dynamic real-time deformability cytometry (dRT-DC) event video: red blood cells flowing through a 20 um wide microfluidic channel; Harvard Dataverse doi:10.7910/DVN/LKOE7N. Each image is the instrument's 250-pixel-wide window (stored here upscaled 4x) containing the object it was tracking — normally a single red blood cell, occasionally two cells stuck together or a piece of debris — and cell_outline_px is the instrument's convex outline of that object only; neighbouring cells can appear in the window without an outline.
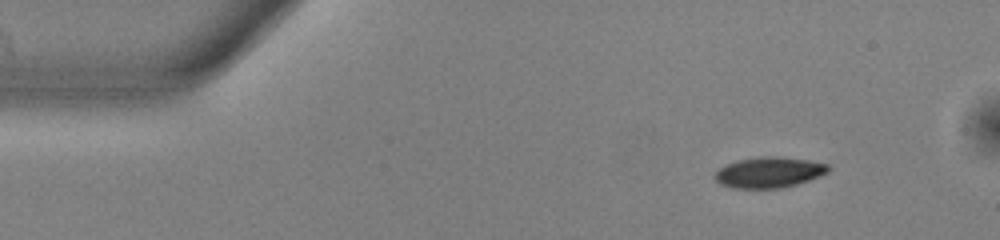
{"species": "common noctule bat (a hibernating species)", "species_latin": "Nyctalus noctula", "temperature_condition": "warm", "stored_images_in_passage": 24, "camera_frame_rate_fps": 3000, "um_per_image_px": 0.085, "animal": {"sex": "male", "body_mass_g": 13.0, "forearm_length_mm": 53.1}, "frame": {"image": 1, "passage_image": 1, "time_ms": 0.0, "image_size_px": [1000, 240], "cell_outline_px": [[832, 168], [828, 172], [820, 176], [796, 184], [780, 188], [732, 188], [720, 184], [712, 176], [720, 168], [736, 160], [760, 156], [776, 156], [808, 160], [828, 164]], "centroid_in_image_um": [65.37, 14.64], "position_along_channel_um": 19.6, "area_um2": 20.35}}
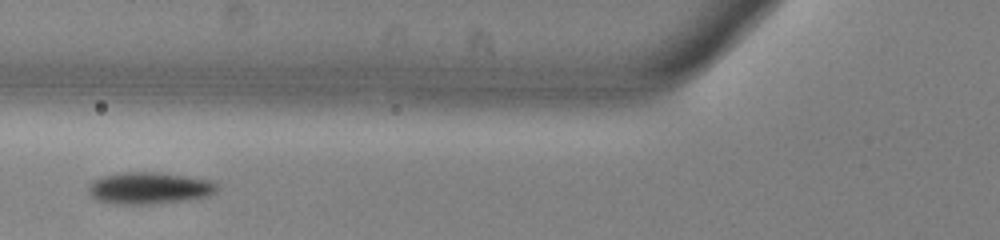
{"frame": {"image": 2, "passage_image": 15, "time_ms": 4.667, "image_size_px": [1000, 240], "cell_outline_px": [[220, 188], [212, 196], [188, 200], [156, 204], [108, 204], [96, 200], [88, 192], [88, 184], [92, 180], [100, 176], [116, 172], [168, 172], [216, 180], [220, 184]], "centroid_in_image_um": [12.76, 15.97], "position_along_channel_um": 113.0, "area_um2": 25.14}}
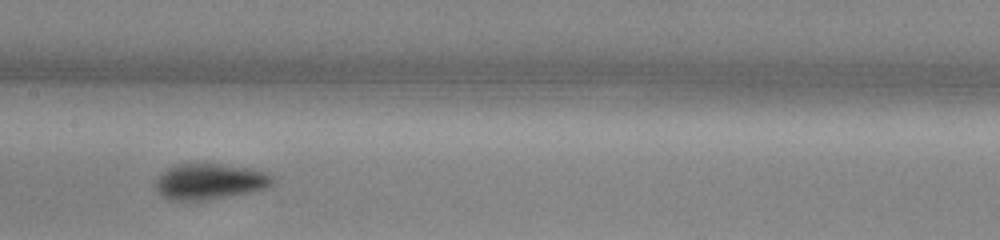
{"frame": {"image": 3, "passage_image": 21, "time_ms": 6.667, "image_size_px": [1000, 240], "cell_outline_px": [[276, 184], [272, 188], [252, 192], [208, 200], [184, 204], [168, 200], [160, 196], [156, 192], [152, 184], [160, 172], [164, 168], [180, 160], [220, 160], [256, 168], [272, 172], [276, 176]], "centroid_in_image_um": [17.83, 15.35], "position_along_channel_um": 189.6, "area_um2": 28.26}}